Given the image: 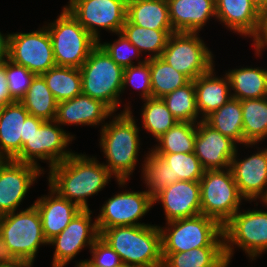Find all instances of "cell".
<instances>
[{
    "mask_svg": "<svg viewBox=\"0 0 267 267\" xmlns=\"http://www.w3.org/2000/svg\"><path fill=\"white\" fill-rule=\"evenodd\" d=\"M47 191L48 194L41 195L33 204L40 214L44 237L49 242L60 234L82 209L61 197L49 185Z\"/></svg>",
    "mask_w": 267,
    "mask_h": 267,
    "instance_id": "obj_21",
    "label": "cell"
},
{
    "mask_svg": "<svg viewBox=\"0 0 267 267\" xmlns=\"http://www.w3.org/2000/svg\"><path fill=\"white\" fill-rule=\"evenodd\" d=\"M200 36L199 33L175 32L169 36L161 55L164 61L190 80L216 66L213 51Z\"/></svg>",
    "mask_w": 267,
    "mask_h": 267,
    "instance_id": "obj_11",
    "label": "cell"
},
{
    "mask_svg": "<svg viewBox=\"0 0 267 267\" xmlns=\"http://www.w3.org/2000/svg\"><path fill=\"white\" fill-rule=\"evenodd\" d=\"M5 159L0 157V164L4 161Z\"/></svg>",
    "mask_w": 267,
    "mask_h": 267,
    "instance_id": "obj_53",
    "label": "cell"
},
{
    "mask_svg": "<svg viewBox=\"0 0 267 267\" xmlns=\"http://www.w3.org/2000/svg\"><path fill=\"white\" fill-rule=\"evenodd\" d=\"M197 135V123L177 122L154 142L153 153H192Z\"/></svg>",
    "mask_w": 267,
    "mask_h": 267,
    "instance_id": "obj_34",
    "label": "cell"
},
{
    "mask_svg": "<svg viewBox=\"0 0 267 267\" xmlns=\"http://www.w3.org/2000/svg\"><path fill=\"white\" fill-rule=\"evenodd\" d=\"M96 155L74 152L63 162L52 166L47 172V183L61 197L88 210V198H92L109 185L115 177Z\"/></svg>",
    "mask_w": 267,
    "mask_h": 267,
    "instance_id": "obj_2",
    "label": "cell"
},
{
    "mask_svg": "<svg viewBox=\"0 0 267 267\" xmlns=\"http://www.w3.org/2000/svg\"><path fill=\"white\" fill-rule=\"evenodd\" d=\"M20 102L29 112V115L44 121H53L56 118L58 102L41 75L34 77L27 93Z\"/></svg>",
    "mask_w": 267,
    "mask_h": 267,
    "instance_id": "obj_32",
    "label": "cell"
},
{
    "mask_svg": "<svg viewBox=\"0 0 267 267\" xmlns=\"http://www.w3.org/2000/svg\"><path fill=\"white\" fill-rule=\"evenodd\" d=\"M118 267H134V266H130V265H127V264H124V263H122L120 266H118Z\"/></svg>",
    "mask_w": 267,
    "mask_h": 267,
    "instance_id": "obj_51",
    "label": "cell"
},
{
    "mask_svg": "<svg viewBox=\"0 0 267 267\" xmlns=\"http://www.w3.org/2000/svg\"><path fill=\"white\" fill-rule=\"evenodd\" d=\"M29 112L21 102L14 101L0 112V157L14 159L22 148L24 122Z\"/></svg>",
    "mask_w": 267,
    "mask_h": 267,
    "instance_id": "obj_25",
    "label": "cell"
},
{
    "mask_svg": "<svg viewBox=\"0 0 267 267\" xmlns=\"http://www.w3.org/2000/svg\"><path fill=\"white\" fill-rule=\"evenodd\" d=\"M204 121L243 148V120L240 100L230 98L222 107L207 116Z\"/></svg>",
    "mask_w": 267,
    "mask_h": 267,
    "instance_id": "obj_29",
    "label": "cell"
},
{
    "mask_svg": "<svg viewBox=\"0 0 267 267\" xmlns=\"http://www.w3.org/2000/svg\"><path fill=\"white\" fill-rule=\"evenodd\" d=\"M19 262L4 239L0 236V267L14 266Z\"/></svg>",
    "mask_w": 267,
    "mask_h": 267,
    "instance_id": "obj_46",
    "label": "cell"
},
{
    "mask_svg": "<svg viewBox=\"0 0 267 267\" xmlns=\"http://www.w3.org/2000/svg\"><path fill=\"white\" fill-rule=\"evenodd\" d=\"M7 84V78L5 74V59L0 61V105L13 103Z\"/></svg>",
    "mask_w": 267,
    "mask_h": 267,
    "instance_id": "obj_45",
    "label": "cell"
},
{
    "mask_svg": "<svg viewBox=\"0 0 267 267\" xmlns=\"http://www.w3.org/2000/svg\"><path fill=\"white\" fill-rule=\"evenodd\" d=\"M64 7L97 42L101 31H122L127 19V0H69ZM102 29V30H101Z\"/></svg>",
    "mask_w": 267,
    "mask_h": 267,
    "instance_id": "obj_13",
    "label": "cell"
},
{
    "mask_svg": "<svg viewBox=\"0 0 267 267\" xmlns=\"http://www.w3.org/2000/svg\"><path fill=\"white\" fill-rule=\"evenodd\" d=\"M0 236L20 262L34 264L40 247L48 245L43 234L40 214L34 204L26 209L5 214Z\"/></svg>",
    "mask_w": 267,
    "mask_h": 267,
    "instance_id": "obj_8",
    "label": "cell"
},
{
    "mask_svg": "<svg viewBox=\"0 0 267 267\" xmlns=\"http://www.w3.org/2000/svg\"><path fill=\"white\" fill-rule=\"evenodd\" d=\"M91 258L75 260V266L82 267H118L122 264L119 254L99 237L88 251Z\"/></svg>",
    "mask_w": 267,
    "mask_h": 267,
    "instance_id": "obj_43",
    "label": "cell"
},
{
    "mask_svg": "<svg viewBox=\"0 0 267 267\" xmlns=\"http://www.w3.org/2000/svg\"><path fill=\"white\" fill-rule=\"evenodd\" d=\"M174 32L200 33L210 22L216 21L215 0H167Z\"/></svg>",
    "mask_w": 267,
    "mask_h": 267,
    "instance_id": "obj_22",
    "label": "cell"
},
{
    "mask_svg": "<svg viewBox=\"0 0 267 267\" xmlns=\"http://www.w3.org/2000/svg\"><path fill=\"white\" fill-rule=\"evenodd\" d=\"M121 33L145 57V59L161 57L169 36L173 30H150L135 24L128 19L123 25Z\"/></svg>",
    "mask_w": 267,
    "mask_h": 267,
    "instance_id": "obj_30",
    "label": "cell"
},
{
    "mask_svg": "<svg viewBox=\"0 0 267 267\" xmlns=\"http://www.w3.org/2000/svg\"><path fill=\"white\" fill-rule=\"evenodd\" d=\"M141 178L146 191L152 197L163 188L172 184L170 181L169 164L150 149L143 163Z\"/></svg>",
    "mask_w": 267,
    "mask_h": 267,
    "instance_id": "obj_39",
    "label": "cell"
},
{
    "mask_svg": "<svg viewBox=\"0 0 267 267\" xmlns=\"http://www.w3.org/2000/svg\"><path fill=\"white\" fill-rule=\"evenodd\" d=\"M238 146L235 141L213 129L204 120L197 123L194 153L204 170L230 168Z\"/></svg>",
    "mask_w": 267,
    "mask_h": 267,
    "instance_id": "obj_18",
    "label": "cell"
},
{
    "mask_svg": "<svg viewBox=\"0 0 267 267\" xmlns=\"http://www.w3.org/2000/svg\"><path fill=\"white\" fill-rule=\"evenodd\" d=\"M200 183L201 214L222 227L246 204L240 195L230 168L205 170Z\"/></svg>",
    "mask_w": 267,
    "mask_h": 267,
    "instance_id": "obj_9",
    "label": "cell"
},
{
    "mask_svg": "<svg viewBox=\"0 0 267 267\" xmlns=\"http://www.w3.org/2000/svg\"><path fill=\"white\" fill-rule=\"evenodd\" d=\"M114 35H117L118 39L115 38L113 42H103L102 39H100L98 44L119 66L126 68L135 64L143 63L146 60L139 50L132 43H130L121 32H118Z\"/></svg>",
    "mask_w": 267,
    "mask_h": 267,
    "instance_id": "obj_40",
    "label": "cell"
},
{
    "mask_svg": "<svg viewBox=\"0 0 267 267\" xmlns=\"http://www.w3.org/2000/svg\"><path fill=\"white\" fill-rule=\"evenodd\" d=\"M260 204L267 209L266 203ZM255 208H240L223 226L225 267L231 265L235 248L242 250L251 263L267 252V211Z\"/></svg>",
    "mask_w": 267,
    "mask_h": 267,
    "instance_id": "obj_4",
    "label": "cell"
},
{
    "mask_svg": "<svg viewBox=\"0 0 267 267\" xmlns=\"http://www.w3.org/2000/svg\"><path fill=\"white\" fill-rule=\"evenodd\" d=\"M127 19L150 30H173L167 0H127Z\"/></svg>",
    "mask_w": 267,
    "mask_h": 267,
    "instance_id": "obj_27",
    "label": "cell"
},
{
    "mask_svg": "<svg viewBox=\"0 0 267 267\" xmlns=\"http://www.w3.org/2000/svg\"><path fill=\"white\" fill-rule=\"evenodd\" d=\"M251 3L260 11L262 9H266L267 0H250Z\"/></svg>",
    "mask_w": 267,
    "mask_h": 267,
    "instance_id": "obj_49",
    "label": "cell"
},
{
    "mask_svg": "<svg viewBox=\"0 0 267 267\" xmlns=\"http://www.w3.org/2000/svg\"><path fill=\"white\" fill-rule=\"evenodd\" d=\"M44 174L34 164L5 159L0 164V213L5 215L23 209L20 205L28 191Z\"/></svg>",
    "mask_w": 267,
    "mask_h": 267,
    "instance_id": "obj_17",
    "label": "cell"
},
{
    "mask_svg": "<svg viewBox=\"0 0 267 267\" xmlns=\"http://www.w3.org/2000/svg\"><path fill=\"white\" fill-rule=\"evenodd\" d=\"M93 212L91 209L81 210L60 234L48 242L54 248L52 267H67L82 250L90 249L100 237Z\"/></svg>",
    "mask_w": 267,
    "mask_h": 267,
    "instance_id": "obj_16",
    "label": "cell"
},
{
    "mask_svg": "<svg viewBox=\"0 0 267 267\" xmlns=\"http://www.w3.org/2000/svg\"><path fill=\"white\" fill-rule=\"evenodd\" d=\"M41 76L58 103L70 100L82 93L79 68L54 66Z\"/></svg>",
    "mask_w": 267,
    "mask_h": 267,
    "instance_id": "obj_33",
    "label": "cell"
},
{
    "mask_svg": "<svg viewBox=\"0 0 267 267\" xmlns=\"http://www.w3.org/2000/svg\"><path fill=\"white\" fill-rule=\"evenodd\" d=\"M161 204L165 222L201 214L199 181L179 180L153 196V205Z\"/></svg>",
    "mask_w": 267,
    "mask_h": 267,
    "instance_id": "obj_19",
    "label": "cell"
},
{
    "mask_svg": "<svg viewBox=\"0 0 267 267\" xmlns=\"http://www.w3.org/2000/svg\"><path fill=\"white\" fill-rule=\"evenodd\" d=\"M44 23L50 34L56 66L80 68L98 44L64 6L56 19Z\"/></svg>",
    "mask_w": 267,
    "mask_h": 267,
    "instance_id": "obj_7",
    "label": "cell"
},
{
    "mask_svg": "<svg viewBox=\"0 0 267 267\" xmlns=\"http://www.w3.org/2000/svg\"><path fill=\"white\" fill-rule=\"evenodd\" d=\"M128 87L131 88L130 91L133 89L139 92L137 95H139L140 100L152 97L149 59L143 63L124 68L122 95Z\"/></svg>",
    "mask_w": 267,
    "mask_h": 267,
    "instance_id": "obj_41",
    "label": "cell"
},
{
    "mask_svg": "<svg viewBox=\"0 0 267 267\" xmlns=\"http://www.w3.org/2000/svg\"><path fill=\"white\" fill-rule=\"evenodd\" d=\"M215 69L214 66L208 73L194 80L200 121L204 120L232 98L228 76L224 73L220 77Z\"/></svg>",
    "mask_w": 267,
    "mask_h": 267,
    "instance_id": "obj_24",
    "label": "cell"
},
{
    "mask_svg": "<svg viewBox=\"0 0 267 267\" xmlns=\"http://www.w3.org/2000/svg\"><path fill=\"white\" fill-rule=\"evenodd\" d=\"M143 105L140 108L141 128L146 133L157 140L161 135L166 133L178 121L172 115L170 110L161 98H148L142 100Z\"/></svg>",
    "mask_w": 267,
    "mask_h": 267,
    "instance_id": "obj_35",
    "label": "cell"
},
{
    "mask_svg": "<svg viewBox=\"0 0 267 267\" xmlns=\"http://www.w3.org/2000/svg\"><path fill=\"white\" fill-rule=\"evenodd\" d=\"M230 81L231 96L240 101L266 97L267 68L262 66H238L225 70ZM233 91V92H232Z\"/></svg>",
    "mask_w": 267,
    "mask_h": 267,
    "instance_id": "obj_26",
    "label": "cell"
},
{
    "mask_svg": "<svg viewBox=\"0 0 267 267\" xmlns=\"http://www.w3.org/2000/svg\"><path fill=\"white\" fill-rule=\"evenodd\" d=\"M75 137L55 120L45 121L39 128L34 129L28 140L22 145L21 152L13 160L34 164L45 172L40 161L46 162L47 171L52 166L66 160L75 152L69 148V144H72Z\"/></svg>",
    "mask_w": 267,
    "mask_h": 267,
    "instance_id": "obj_10",
    "label": "cell"
},
{
    "mask_svg": "<svg viewBox=\"0 0 267 267\" xmlns=\"http://www.w3.org/2000/svg\"><path fill=\"white\" fill-rule=\"evenodd\" d=\"M252 39V46H254V55L262 57L263 52L267 49V9L260 10L258 26Z\"/></svg>",
    "mask_w": 267,
    "mask_h": 267,
    "instance_id": "obj_44",
    "label": "cell"
},
{
    "mask_svg": "<svg viewBox=\"0 0 267 267\" xmlns=\"http://www.w3.org/2000/svg\"><path fill=\"white\" fill-rule=\"evenodd\" d=\"M79 69L82 94L102 101L116 113L124 102L121 99L124 68L97 44Z\"/></svg>",
    "mask_w": 267,
    "mask_h": 267,
    "instance_id": "obj_5",
    "label": "cell"
},
{
    "mask_svg": "<svg viewBox=\"0 0 267 267\" xmlns=\"http://www.w3.org/2000/svg\"><path fill=\"white\" fill-rule=\"evenodd\" d=\"M5 74L12 100L20 102L27 93L36 74L26 67L10 61L8 58H5Z\"/></svg>",
    "mask_w": 267,
    "mask_h": 267,
    "instance_id": "obj_42",
    "label": "cell"
},
{
    "mask_svg": "<svg viewBox=\"0 0 267 267\" xmlns=\"http://www.w3.org/2000/svg\"><path fill=\"white\" fill-rule=\"evenodd\" d=\"M99 233L100 237L119 254L122 263L134 267H162L159 224L116 226Z\"/></svg>",
    "mask_w": 267,
    "mask_h": 267,
    "instance_id": "obj_3",
    "label": "cell"
},
{
    "mask_svg": "<svg viewBox=\"0 0 267 267\" xmlns=\"http://www.w3.org/2000/svg\"><path fill=\"white\" fill-rule=\"evenodd\" d=\"M5 267H33V263L19 262L17 265H14V266H5Z\"/></svg>",
    "mask_w": 267,
    "mask_h": 267,
    "instance_id": "obj_50",
    "label": "cell"
},
{
    "mask_svg": "<svg viewBox=\"0 0 267 267\" xmlns=\"http://www.w3.org/2000/svg\"><path fill=\"white\" fill-rule=\"evenodd\" d=\"M7 58L36 75H41L56 66L46 26L43 24L32 32L9 33Z\"/></svg>",
    "mask_w": 267,
    "mask_h": 267,
    "instance_id": "obj_14",
    "label": "cell"
},
{
    "mask_svg": "<svg viewBox=\"0 0 267 267\" xmlns=\"http://www.w3.org/2000/svg\"><path fill=\"white\" fill-rule=\"evenodd\" d=\"M115 182L122 191L115 192L116 194L100 206L99 214L96 216L98 230L104 231L116 226L149 225L140 221L154 207L153 197L146 190L134 191L130 190V187L126 190L129 180Z\"/></svg>",
    "mask_w": 267,
    "mask_h": 267,
    "instance_id": "obj_12",
    "label": "cell"
},
{
    "mask_svg": "<svg viewBox=\"0 0 267 267\" xmlns=\"http://www.w3.org/2000/svg\"><path fill=\"white\" fill-rule=\"evenodd\" d=\"M169 164L171 183L182 181H200L204 169L195 153H154Z\"/></svg>",
    "mask_w": 267,
    "mask_h": 267,
    "instance_id": "obj_38",
    "label": "cell"
},
{
    "mask_svg": "<svg viewBox=\"0 0 267 267\" xmlns=\"http://www.w3.org/2000/svg\"><path fill=\"white\" fill-rule=\"evenodd\" d=\"M178 122L198 123L194 80L161 98Z\"/></svg>",
    "mask_w": 267,
    "mask_h": 267,
    "instance_id": "obj_37",
    "label": "cell"
},
{
    "mask_svg": "<svg viewBox=\"0 0 267 267\" xmlns=\"http://www.w3.org/2000/svg\"><path fill=\"white\" fill-rule=\"evenodd\" d=\"M215 3L219 25L244 38L255 34L260 11L250 0H215Z\"/></svg>",
    "mask_w": 267,
    "mask_h": 267,
    "instance_id": "obj_23",
    "label": "cell"
},
{
    "mask_svg": "<svg viewBox=\"0 0 267 267\" xmlns=\"http://www.w3.org/2000/svg\"><path fill=\"white\" fill-rule=\"evenodd\" d=\"M3 216L4 215L0 213V230H1V223H2Z\"/></svg>",
    "mask_w": 267,
    "mask_h": 267,
    "instance_id": "obj_52",
    "label": "cell"
},
{
    "mask_svg": "<svg viewBox=\"0 0 267 267\" xmlns=\"http://www.w3.org/2000/svg\"><path fill=\"white\" fill-rule=\"evenodd\" d=\"M45 121L32 115H28L24 122V137L22 145L28 140L35 128H39Z\"/></svg>",
    "mask_w": 267,
    "mask_h": 267,
    "instance_id": "obj_47",
    "label": "cell"
},
{
    "mask_svg": "<svg viewBox=\"0 0 267 267\" xmlns=\"http://www.w3.org/2000/svg\"><path fill=\"white\" fill-rule=\"evenodd\" d=\"M245 144H262L267 138V99L241 101ZM262 142V143H261Z\"/></svg>",
    "mask_w": 267,
    "mask_h": 267,
    "instance_id": "obj_31",
    "label": "cell"
},
{
    "mask_svg": "<svg viewBox=\"0 0 267 267\" xmlns=\"http://www.w3.org/2000/svg\"><path fill=\"white\" fill-rule=\"evenodd\" d=\"M8 37L9 32L3 33L0 30V61L8 57Z\"/></svg>",
    "mask_w": 267,
    "mask_h": 267,
    "instance_id": "obj_48",
    "label": "cell"
},
{
    "mask_svg": "<svg viewBox=\"0 0 267 267\" xmlns=\"http://www.w3.org/2000/svg\"><path fill=\"white\" fill-rule=\"evenodd\" d=\"M260 145L258 143L243 145L245 149H255V153H250V155L247 153L246 157L242 155L239 150L241 148L238 147L230 163V169L240 195L246 200V203L254 202L256 206L267 198V147L261 146L262 149L258 147ZM239 155L243 156V159Z\"/></svg>",
    "mask_w": 267,
    "mask_h": 267,
    "instance_id": "obj_15",
    "label": "cell"
},
{
    "mask_svg": "<svg viewBox=\"0 0 267 267\" xmlns=\"http://www.w3.org/2000/svg\"><path fill=\"white\" fill-rule=\"evenodd\" d=\"M150 79L153 98H162L191 80L170 66L161 57L150 58Z\"/></svg>",
    "mask_w": 267,
    "mask_h": 267,
    "instance_id": "obj_36",
    "label": "cell"
},
{
    "mask_svg": "<svg viewBox=\"0 0 267 267\" xmlns=\"http://www.w3.org/2000/svg\"><path fill=\"white\" fill-rule=\"evenodd\" d=\"M162 253H178L199 247H225L223 227L203 214L160 226Z\"/></svg>",
    "mask_w": 267,
    "mask_h": 267,
    "instance_id": "obj_6",
    "label": "cell"
},
{
    "mask_svg": "<svg viewBox=\"0 0 267 267\" xmlns=\"http://www.w3.org/2000/svg\"><path fill=\"white\" fill-rule=\"evenodd\" d=\"M162 267H225V247H199L185 252L162 253Z\"/></svg>",
    "mask_w": 267,
    "mask_h": 267,
    "instance_id": "obj_28",
    "label": "cell"
},
{
    "mask_svg": "<svg viewBox=\"0 0 267 267\" xmlns=\"http://www.w3.org/2000/svg\"><path fill=\"white\" fill-rule=\"evenodd\" d=\"M131 104V101L125 102L122 106L124 109L114 113L99 130V147L105 157L103 164L115 177L114 181L132 180L137 164L140 165L139 160H142L139 166L142 174L143 163L148 153L147 151L142 159L139 158L143 143L140 137L141 128L137 123L140 119L134 116Z\"/></svg>",
    "mask_w": 267,
    "mask_h": 267,
    "instance_id": "obj_1",
    "label": "cell"
},
{
    "mask_svg": "<svg viewBox=\"0 0 267 267\" xmlns=\"http://www.w3.org/2000/svg\"><path fill=\"white\" fill-rule=\"evenodd\" d=\"M114 112L102 101L88 95L76 97L58 103L55 121L64 126H90L102 129Z\"/></svg>",
    "mask_w": 267,
    "mask_h": 267,
    "instance_id": "obj_20",
    "label": "cell"
}]
</instances>
